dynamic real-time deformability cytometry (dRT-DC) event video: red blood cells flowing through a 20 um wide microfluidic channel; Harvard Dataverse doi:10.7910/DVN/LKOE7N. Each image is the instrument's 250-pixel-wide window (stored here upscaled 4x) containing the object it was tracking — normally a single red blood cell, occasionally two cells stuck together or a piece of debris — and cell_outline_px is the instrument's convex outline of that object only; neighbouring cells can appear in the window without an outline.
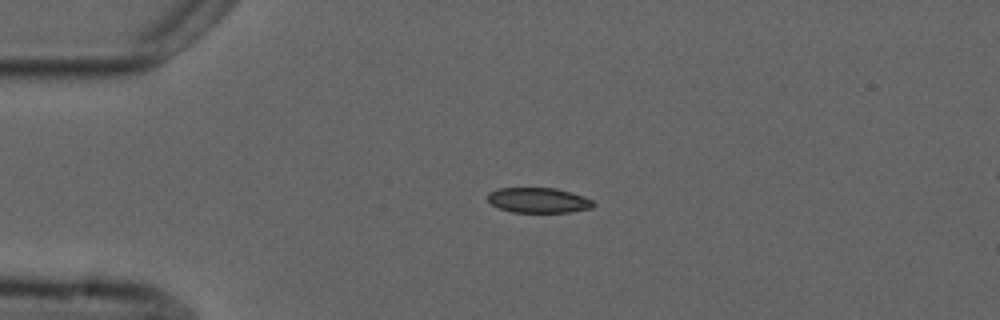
{"species": "common noctule bat (a hibernating species)", "species_latin": "Nyctalus noctula", "temperature_condition": "cold", "stored_images_in_passage": 3, "camera_frame_rate_fps": 3000, "um_per_image_px": 0.085, "animal": {"sex": "male", "forearm_length_mm": 52.5}, "frame": {"image": 1, "passage_image": 1, "time_ms": 0.0, "image_size_px": [1000, 320], "cell_outline_px": [[596, 204], [592, 208], [568, 212], [512, 212], [500, 208], [492, 204], [488, 200], [488, 192], [500, 188], [556, 188], [584, 196], [592, 200]], "centroid_in_image_um": [45.79, 17.02], "position_along_channel_um": 39.2, "area_um2": 15.43}}
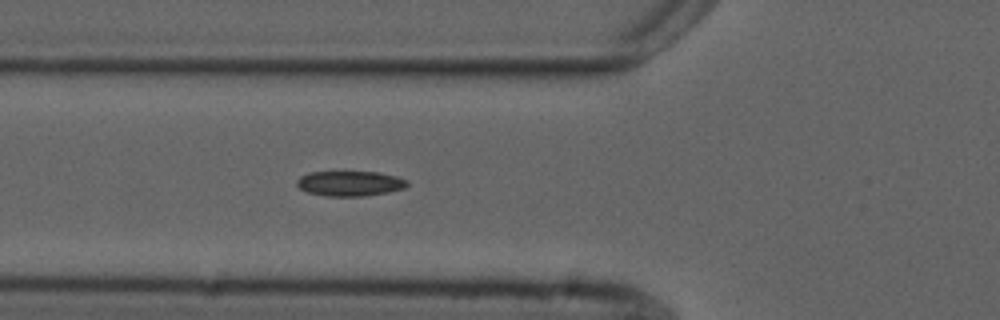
{"frame": {"image": 2, "passage_image": 3, "time_ms": 2.333, "image_size_px": [1000, 320], "cell_outline_px": [[408, 184], [404, 188], [388, 192], [364, 196], [324, 196], [308, 192], [300, 188], [296, 184], [296, 180], [300, 176], [308, 172], [376, 172], [396, 176], [408, 180]], "centroid_in_image_um": [29.72, 15.59], "position_along_channel_um": 96.1, "area_um2": 16.13}}